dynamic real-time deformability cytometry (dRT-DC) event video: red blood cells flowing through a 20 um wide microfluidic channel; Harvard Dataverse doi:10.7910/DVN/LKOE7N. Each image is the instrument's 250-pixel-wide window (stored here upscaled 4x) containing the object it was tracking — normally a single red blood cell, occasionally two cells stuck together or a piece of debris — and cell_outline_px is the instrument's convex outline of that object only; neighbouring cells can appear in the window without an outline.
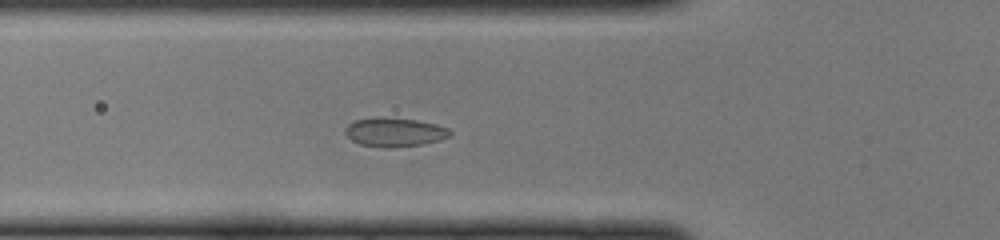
{"species": "common noctule bat (a hibernating species)", "species_latin": "Nyctalus noctula", "temperature_condition": "cold", "stored_images_in_passage": 35, "camera_frame_rate_fps": 3000, "um_per_image_px": 0.085, "animal": {"sex": "female", "body_mass_g": 22.0, "forearm_length_mm": 56.7}, "frame": {"image": 1, "passage_image": 13, "time_ms": 4.0, "image_size_px": [1000, 240], "cell_outline_px": [[452, 136], [440, 140], [424, 144], [392, 148], [384, 148], [360, 144], [352, 140], [344, 132], [344, 128], [348, 124], [356, 120], [376, 116], [380, 116], [416, 120], [436, 124], [448, 128], [452, 132]], "centroid_in_image_um": [33.55, 11.23], "position_along_channel_um": 92.3, "area_um2": 17.98}}
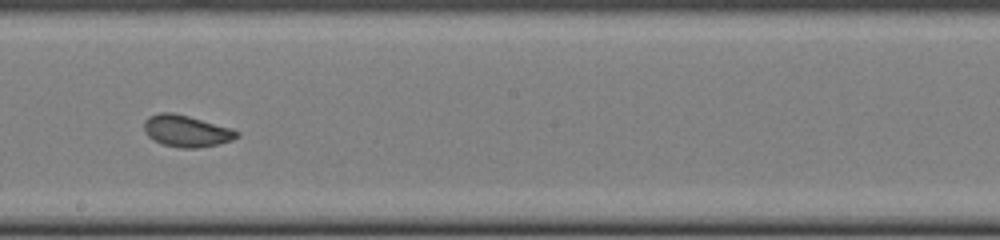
{"frame": {"image": 2, "passage_image": 23, "time_ms": 7.333, "image_size_px": [1000, 240], "cell_outline_px": [[240, 136], [232, 140], [216, 144], [196, 148], [180, 148], [164, 144], [152, 140], [144, 132], [144, 120], [148, 116], [160, 112], [172, 112], [188, 116], [232, 128], [240, 132]], "centroid_in_image_um": [15.83, 11.13], "position_along_channel_um": 232.4, "area_um2": 17.17}}
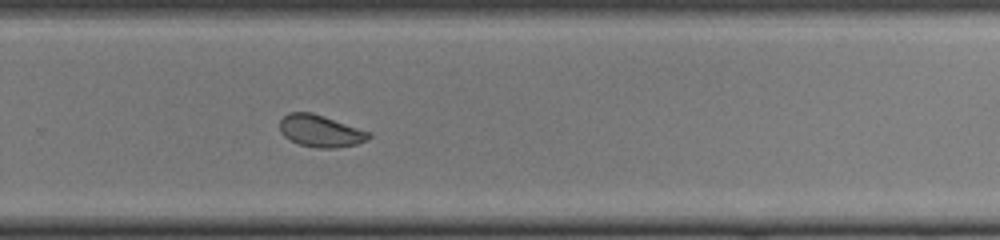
{"frame": {"image": 3, "passage_image": 28, "time_ms": 9.0, "image_size_px": [1000, 240], "cell_outline_px": [[372, 136], [368, 140], [356, 144], [336, 148], [316, 148], [300, 144], [288, 140], [280, 132], [280, 120], [288, 112], [312, 112], [372, 132]], "centroid_in_image_um": [27.25, 11.13], "position_along_channel_um": 302.5, "area_um2": 16.82}}